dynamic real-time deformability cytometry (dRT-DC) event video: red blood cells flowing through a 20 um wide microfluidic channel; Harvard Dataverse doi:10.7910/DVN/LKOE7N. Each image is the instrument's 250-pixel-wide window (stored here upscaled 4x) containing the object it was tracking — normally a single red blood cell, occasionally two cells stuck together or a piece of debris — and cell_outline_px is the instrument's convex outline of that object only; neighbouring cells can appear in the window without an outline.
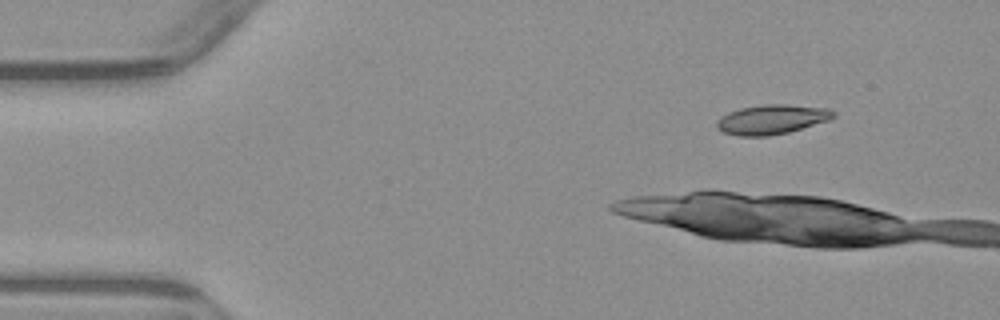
{"species": "common noctule bat (a hibernating species)", "species_latin": "Nyctalus noctula", "temperature_condition": "warm", "stored_images_in_passage": 4, "camera_frame_rate_fps": 3000, "um_per_image_px": 0.085, "animal": {"sex": "male", "body_mass_g": 23.1, "forearm_length_mm": 52.7}, "frame": {"image": 1, "passage_image": 1, "time_ms": 0.0, "image_size_px": [1000, 320], "cell_outline_px": [[836, 116], [832, 120], [788, 132], [768, 136], [740, 136], [724, 132], [716, 128], [716, 120], [720, 116], [728, 112], [740, 108], [764, 104], [784, 104], [828, 108], [836, 112]], "centroid_in_image_um": [65.62, 10.14], "position_along_channel_um": 19.4, "area_um2": 20.35}}